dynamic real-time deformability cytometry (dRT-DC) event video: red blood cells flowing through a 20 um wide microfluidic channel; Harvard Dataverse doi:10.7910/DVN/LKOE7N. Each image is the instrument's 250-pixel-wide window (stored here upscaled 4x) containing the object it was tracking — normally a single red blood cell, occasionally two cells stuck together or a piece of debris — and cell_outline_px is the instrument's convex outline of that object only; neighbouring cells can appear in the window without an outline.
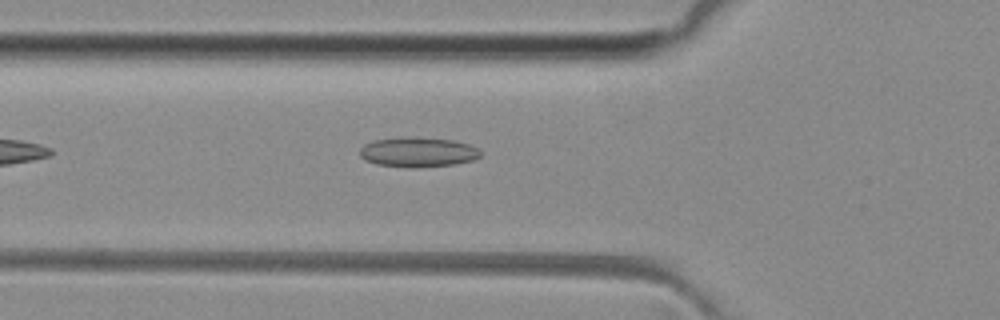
{"species": "common noctule bat (a hibernating species)", "species_latin": "Nyctalus noctula", "temperature_condition": "room temperature", "stored_images_in_passage": 33, "camera_frame_rate_fps": 3000, "um_per_image_px": 0.085, "animal": {"sex": "female", "body_mass_g": 29.2, "forearm_length_mm": 56.3}, "frame": {"image": 1, "passage_image": 3, "time_ms": 0.667, "image_size_px": [1000, 320], "cell_outline_px": [[480, 156], [472, 160], [456, 164], [412, 168], [376, 164], [364, 160], [360, 156], [360, 148], [364, 144], [372, 140], [408, 136], [412, 136], [452, 140], [468, 144], [476, 148], [480, 152]], "centroid_in_image_um": [35.47, 12.92], "position_along_channel_um": 90.3, "area_um2": 21.1}}
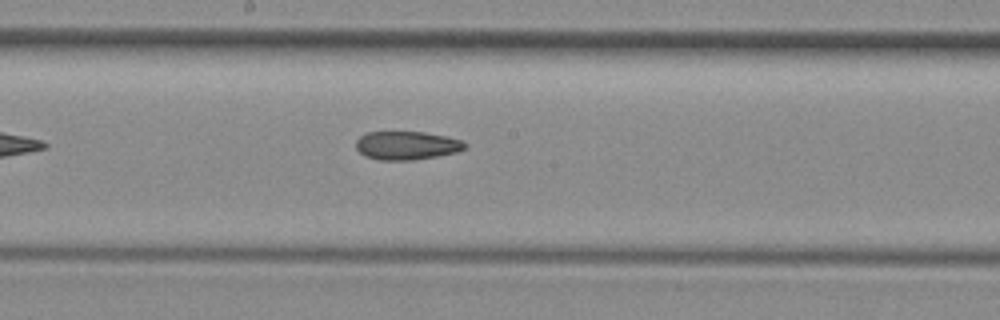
{"frame": {"image": 2, "passage_image": 12, "time_ms": 3.667, "image_size_px": [1000, 320], "cell_outline_px": [[464, 148], [456, 152], [436, 156], [412, 160], [380, 160], [364, 156], [356, 148], [356, 140], [360, 136], [368, 132], [424, 132], [444, 136], [460, 140], [464, 144]], "centroid_in_image_um": [34.5, 12.37], "position_along_channel_um": 213.7, "area_um2": 17.8}}
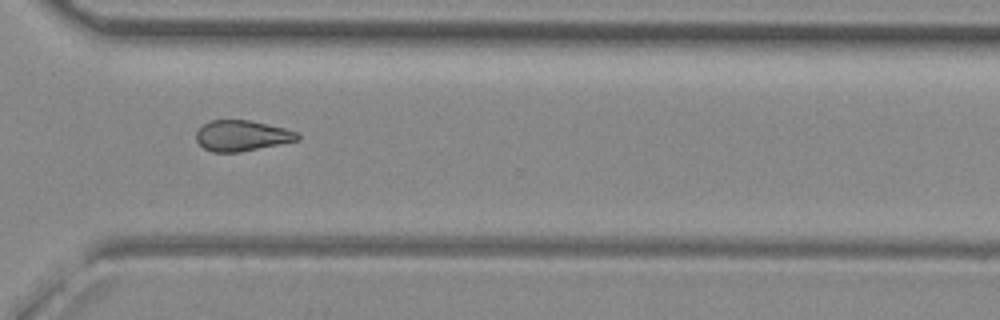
{"frame": {"image": 3, "passage_image": 22, "time_ms": 7.0, "image_size_px": [1000, 320], "cell_outline_px": [[300, 140], [240, 152], [212, 152], [204, 148], [196, 140], [196, 132], [204, 124], [212, 120], [248, 120], [284, 128], [296, 132], [300, 136]], "centroid_in_image_um": [20.56, 11.54], "position_along_channel_um": 350.0, "area_um2": 17.98}, "authors_computed_cell_mechanics": {"area_um2": 18.3804, "velocity_mm_per_s": 4.0977, "shape_relaxation_time_tau1_ms": null, "shape_relaxation_time_tau2_ms": 9.4729, "deformation_change_tau1": null, "deformation_change_tau2": 0.2005}}